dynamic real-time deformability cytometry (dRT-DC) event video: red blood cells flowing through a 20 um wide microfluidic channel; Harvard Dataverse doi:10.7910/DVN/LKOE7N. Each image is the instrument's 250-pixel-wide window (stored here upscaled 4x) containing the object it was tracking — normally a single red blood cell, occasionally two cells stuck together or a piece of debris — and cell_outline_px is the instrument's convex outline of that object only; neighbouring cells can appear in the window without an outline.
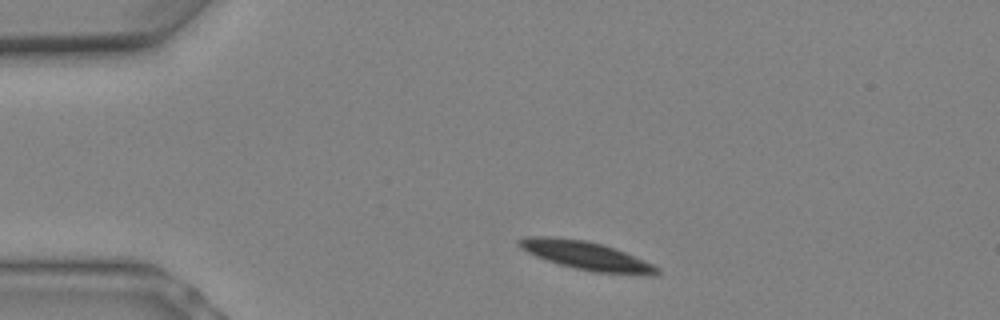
{"species": "Egyptian fruit bat (a non-hibernating species)", "species_latin": "Rousettus aegyptiacus", "temperature_condition": "warm", "stored_images_in_passage": 6, "camera_frame_rate_fps": 3000, "um_per_image_px": 0.085, "animal": {"sex": "female"}, "frame": {"image": 1, "passage_image": 1, "time_ms": 0.0, "image_size_px": [1000, 320], "cell_outline_px": [[660, 272], [652, 276], [596, 272], [576, 268], [560, 264], [536, 256], [528, 252], [516, 244], [516, 240], [528, 236], [552, 236], [588, 240], [604, 244], [644, 260], [660, 268]], "centroid_in_image_um": [49.85, 21.72], "position_along_channel_um": 35.2, "area_um2": 22.95}}
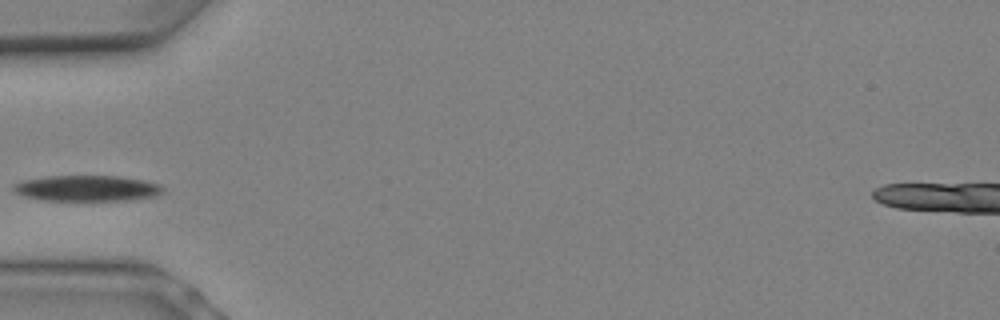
{"frame": {"image": 2, "passage_image": 4, "time_ms": 1.0, "image_size_px": [1000, 320], "cell_outline_px": [[164, 192], [156, 196], [128, 200], [40, 200], [24, 196], [12, 192], [12, 184], [24, 180], [44, 176], [120, 176], [144, 180], [160, 184], [164, 188]], "centroid_in_image_um": [7.37, 16.0], "position_along_channel_um": 77.6, "area_um2": 22.72}}